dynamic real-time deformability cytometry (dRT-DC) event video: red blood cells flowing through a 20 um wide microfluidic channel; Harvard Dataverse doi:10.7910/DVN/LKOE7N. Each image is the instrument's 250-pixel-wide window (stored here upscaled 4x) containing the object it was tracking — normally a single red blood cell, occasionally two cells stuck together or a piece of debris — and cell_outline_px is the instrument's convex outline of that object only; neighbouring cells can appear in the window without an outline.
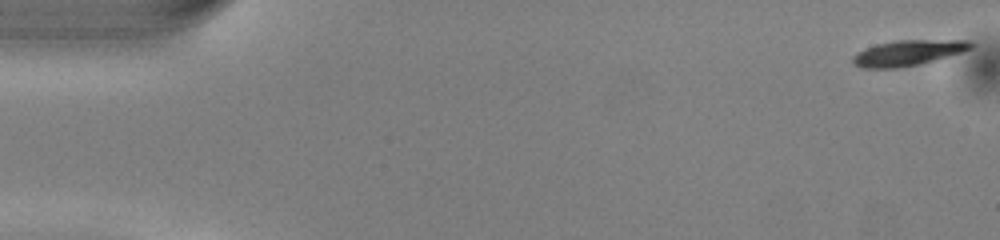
{"species": "common noctule bat (a hibernating species)", "species_latin": "Nyctalus noctula", "temperature_condition": "warm", "stored_images_in_passage": 51, "camera_frame_rate_fps": 3000, "um_per_image_px": 0.085, "animal": {"sex": "male", "body_mass_g": 13.0, "forearm_length_mm": 53.1}, "frame": {"image": 1, "passage_image": 1, "time_ms": 0.0, "image_size_px": [1000, 240], "cell_outline_px": [[976, 44], [972, 48], [936, 60], [920, 64], [896, 68], [860, 68], [852, 64], [852, 56], [856, 52], [876, 44], [896, 40], [972, 40]], "centroid_in_image_um": [77.17, 4.49], "position_along_channel_um": 7.8, "area_um2": 17.74}}
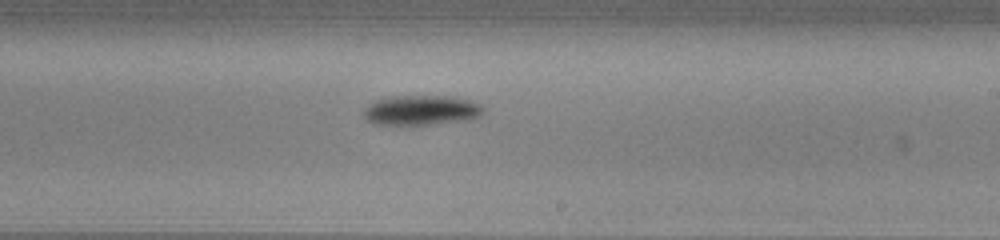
{"frame": {"image": 2, "passage_image": 30, "time_ms": 9.667, "image_size_px": [1000, 240], "cell_outline_px": [[484, 112], [480, 116], [464, 120], [428, 124], [376, 124], [368, 120], [364, 116], [364, 108], [368, 104], [376, 100], [392, 96], [456, 96], [480, 104], [484, 108]], "centroid_in_image_um": [35.82, 9.35], "position_along_channel_um": 253.2, "area_um2": 20.63}}
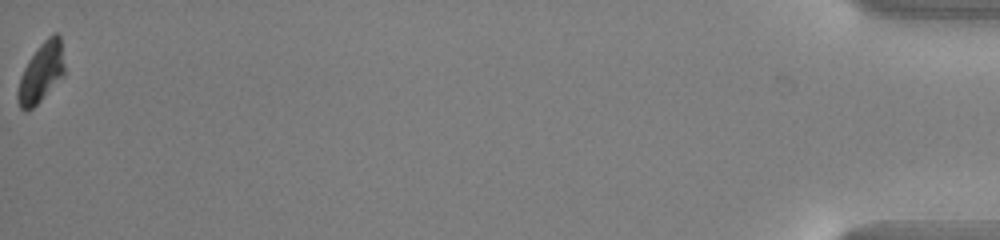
{"frame": {"image": 3, "passage_image": 51, "time_ms": 16.667, "image_size_px": [1000, 240], "cell_outline_px": [[64, 76], [32, 108], [20, 108], [16, 96], [16, 92], [20, 76], [28, 60], [40, 44], [52, 32], [56, 32], [60, 36], [64, 64]], "centroid_in_image_um": [3.5, 6.13], "position_along_channel_um": 431.7, "area_um2": 16.07}, "authors_computed_cell_mechanics": {"area_um2": 18.4382, "velocity_mm_per_s": 4.0401, "shape_relaxation_time_tau1_ms": 1.7519, "shape_relaxation_time_tau2_ms": null, "deformation_change_tau1": 0.1258, "deformation_change_tau2": null}}